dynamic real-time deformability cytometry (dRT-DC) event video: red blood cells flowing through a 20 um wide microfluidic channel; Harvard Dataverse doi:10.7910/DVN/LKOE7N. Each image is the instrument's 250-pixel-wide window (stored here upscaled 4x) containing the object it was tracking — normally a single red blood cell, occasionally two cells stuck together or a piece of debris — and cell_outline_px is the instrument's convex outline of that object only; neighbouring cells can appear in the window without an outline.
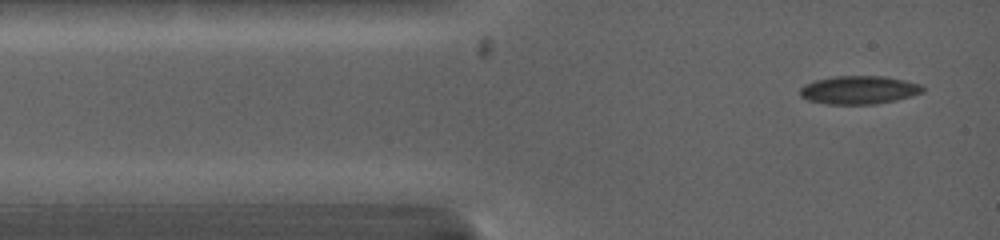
{"species": "common noctule bat (a hibernating species)", "species_latin": "Nyctalus noctula", "temperature_condition": "warm", "stored_images_in_passage": 2, "camera_frame_rate_fps": 5000, "um_per_image_px": 0.085, "animal": {"sex": "female", "body_mass_g": 19.0, "forearm_length_mm": 53.3}, "frame": {"image": 1, "passage_image": 2, "time_ms": 1.0, "image_size_px": [1000, 240], "cell_outline_px": [[924, 92], [912, 96], [896, 100], [876, 104], [828, 104], [808, 100], [800, 96], [800, 88], [804, 84], [816, 80], [832, 76], [884, 76], [904, 80], [920, 84], [924, 88]], "centroid_in_image_um": [73.01, 7.64], "position_along_channel_um": 12.0, "area_um2": 20.29}}